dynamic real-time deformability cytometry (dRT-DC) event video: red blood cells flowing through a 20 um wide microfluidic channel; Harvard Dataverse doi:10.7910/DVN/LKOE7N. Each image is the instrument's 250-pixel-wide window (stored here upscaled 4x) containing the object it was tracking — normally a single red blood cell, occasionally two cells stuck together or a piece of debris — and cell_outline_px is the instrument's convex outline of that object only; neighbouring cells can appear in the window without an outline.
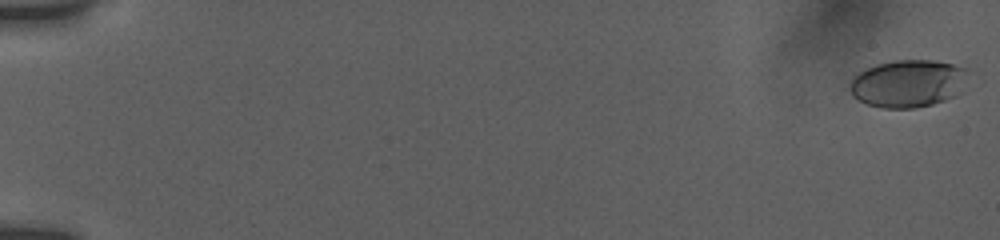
{"species": "human", "species_latin": "Homo sapiens", "temperature_condition": "room temperature", "stored_images_in_passage": 66, "camera_frame_rate_fps": 3000, "um_per_image_px": 0.085, "donor": {"sex": "female"}, "frame": {"image": 1, "passage_image": 1, "time_ms": 0.0, "image_size_px": [1000, 240], "cell_outline_px": [[968, 72], [964, 92], [956, 96], [932, 104], [916, 108], [880, 108], [868, 104], [852, 96], [848, 88], [852, 80], [860, 72], [876, 64], [896, 60], [932, 60], [952, 64], [968, 68]], "centroid_in_image_um": [77.24, 7.1], "position_along_channel_um": 7.8, "area_um2": 33.06}}
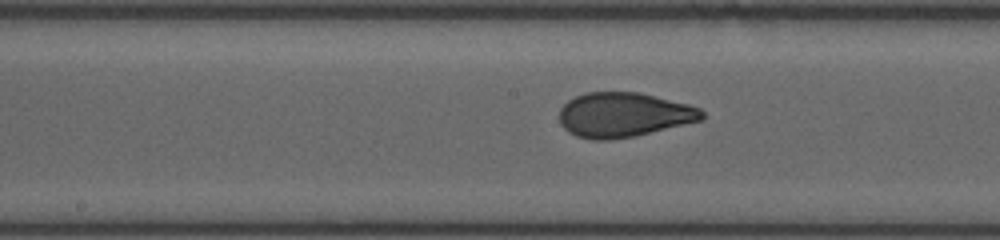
{"frame": {"image": 2, "passage_image": 36, "time_ms": 10.0, "image_size_px": [1000, 240], "cell_outline_px": [[704, 120], [636, 136], [612, 140], [592, 140], [576, 136], [568, 132], [560, 124], [560, 108], [568, 100], [584, 92], [640, 92], [688, 104], [700, 108], [704, 112]], "centroid_in_image_um": [53.02, 9.77], "position_along_channel_um": 195.2, "area_um2": 37.45}}
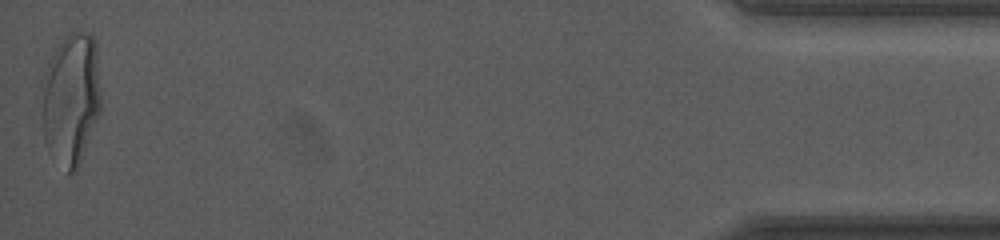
{"frame": {"image": 3, "passage_image": 66, "time_ms": 18.333, "image_size_px": [1000, 240], "cell_outline_px": [[100, 112], [80, 164], [76, 172], [68, 172], [48, 148], [44, 140], [40, 84], [40, 80], [56, 48], [72, 32], [92, 32], [96, 44], [100, 92]], "centroid_in_image_um": [6.03, 8.38], "position_along_channel_um": 429.2, "area_um2": 45.55}, "authors_computed_cell_mechanics": {"area_um2": 36.7608, "velocity_mm_per_s": 3.7808, "shape_relaxation_time_tau1_ms": 6.5953, "shape_relaxation_time_tau2_ms": null, "deformation_change_tau1": 0.2448, "deformation_change_tau2": null}}